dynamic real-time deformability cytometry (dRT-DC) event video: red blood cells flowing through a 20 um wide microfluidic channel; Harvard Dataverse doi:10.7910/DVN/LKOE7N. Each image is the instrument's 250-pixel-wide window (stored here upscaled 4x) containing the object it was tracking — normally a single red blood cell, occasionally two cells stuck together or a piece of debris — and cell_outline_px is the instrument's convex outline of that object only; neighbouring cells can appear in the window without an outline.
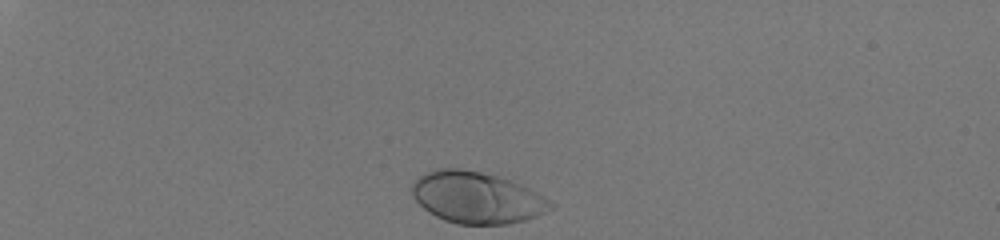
{"species": "human", "species_latin": "Homo sapiens", "temperature_condition": "room temperature", "stored_images_in_passage": 33, "camera_frame_rate_fps": 3000, "um_per_image_px": 0.085, "donor": {"sex": "male"}, "frame": {"image": 1, "passage_image": 1, "time_ms": 0.0, "image_size_px": [1000, 240], "cell_outline_px": [[556, 204], [552, 208], [536, 216], [524, 220], [508, 224], [460, 224], [444, 220], [428, 212], [412, 196], [412, 184], [424, 172], [436, 168], [460, 168], [480, 172], [512, 180], [544, 196]], "centroid_in_image_um": [40.52, 16.79], "position_along_channel_um": 44.5, "area_um2": 41.56}}
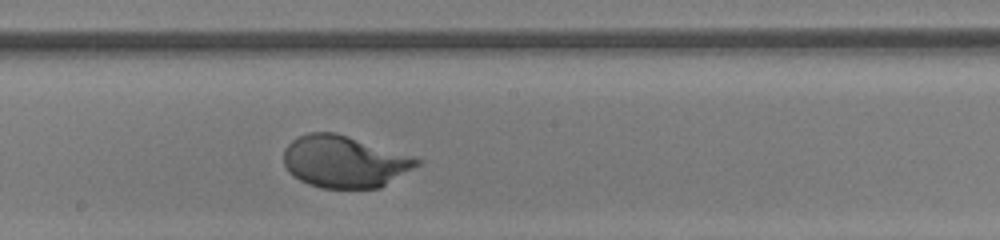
{"frame": {"image": 2, "passage_image": 20, "time_ms": 6.333, "image_size_px": [1000, 240], "cell_outline_px": [[424, 160], [420, 164], [380, 188], [320, 188], [308, 184], [300, 180], [288, 172], [284, 164], [284, 148], [292, 140], [308, 132], [336, 132], [412, 156]], "centroid_in_image_um": [29.26, 13.74], "position_along_channel_um": 218.9, "area_um2": 40.29}}
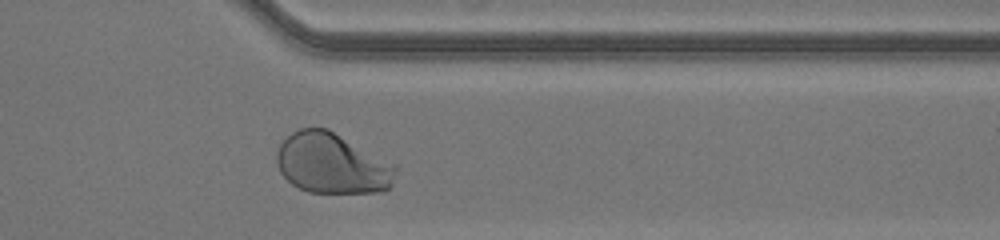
{"frame": {"image": 3, "passage_image": 32, "time_ms": 10.333, "image_size_px": [1000, 240], "cell_outline_px": [[396, 168], [388, 188], [384, 192], [308, 192], [292, 184], [280, 172], [276, 160], [276, 152], [280, 144], [292, 132], [300, 128], [328, 128], [396, 164]], "centroid_in_image_um": [28.21, 13.88], "position_along_channel_um": 383.2, "area_um2": 41.79}, "authors_computed_cell_mechanics": {"area_um2": 40.2866, "velocity_mm_per_s": 4.0815, "shape_relaxation_time_tau1_ms": 2.4568, "shape_relaxation_time_tau2_ms": null, "deformation_change_tau1": 0.1837, "deformation_change_tau2": null}}